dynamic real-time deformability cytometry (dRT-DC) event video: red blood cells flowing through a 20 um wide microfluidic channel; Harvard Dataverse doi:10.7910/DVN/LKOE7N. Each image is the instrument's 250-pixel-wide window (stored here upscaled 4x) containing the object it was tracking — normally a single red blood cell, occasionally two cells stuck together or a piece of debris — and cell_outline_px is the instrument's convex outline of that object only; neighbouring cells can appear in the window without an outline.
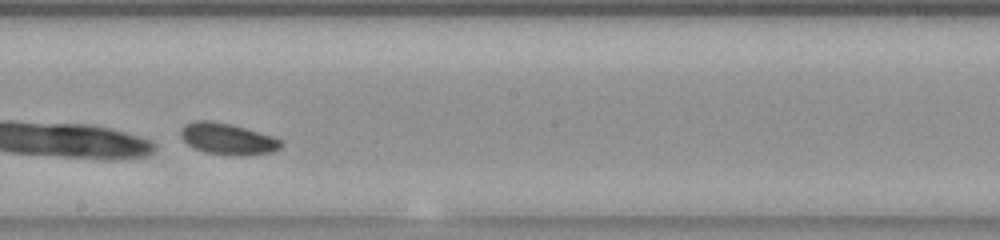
{"species": "common noctule bat (a hibernating species)", "species_latin": "Nyctalus noctula", "temperature_condition": "room temperature", "stored_images_in_passage": 27, "camera_frame_rate_fps": 3000, "um_per_image_px": 0.085, "animal": {"sex": "female", "body_mass_g": 23.0, "forearm_length_mm": 53.4}, "frame": {"image": 1, "passage_image": 16, "time_ms": 5.0, "image_size_px": [1000, 240], "cell_outline_px": [[284, 144], [280, 148], [272, 152], [244, 156], [204, 152], [192, 148], [180, 136], [180, 132], [184, 124], [196, 120], [212, 120], [232, 124], [272, 136], [280, 140]], "centroid_in_image_um": [19.33, 11.8], "position_along_channel_um": 228.9, "area_um2": 18.44}, "authors_computed_cell_mechanics": {"area_um2": 17.8602, "velocity_mm_per_s": 3.7326, "shape_relaxation_time_tau1_ms": null, "shape_relaxation_time_tau2_ms": 2.9187, "deformation_change_tau1": null, "deformation_change_tau2": 0.0715}}